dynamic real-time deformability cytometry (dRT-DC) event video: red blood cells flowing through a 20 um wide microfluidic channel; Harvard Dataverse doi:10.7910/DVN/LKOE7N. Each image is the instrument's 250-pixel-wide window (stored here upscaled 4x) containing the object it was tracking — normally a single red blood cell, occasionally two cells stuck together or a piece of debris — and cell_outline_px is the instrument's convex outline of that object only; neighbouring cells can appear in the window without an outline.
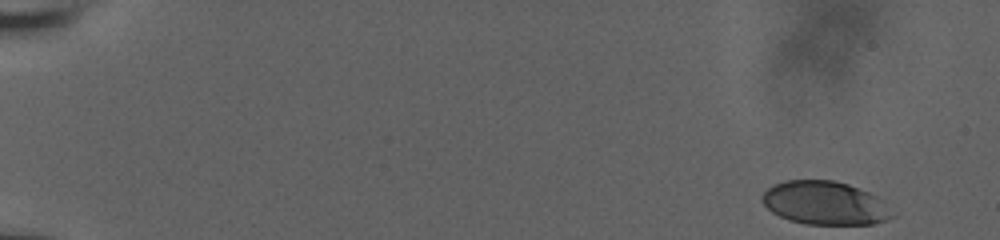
{"species": "human", "species_latin": "Homo sapiens", "temperature_condition": "room temperature", "stored_images_in_passage": 54, "camera_frame_rate_fps": 3000, "um_per_image_px": 0.085, "donor": {"sex": "male"}, "frame": {"image": 1, "passage_image": 1, "time_ms": 0.0, "image_size_px": [1000, 240], "cell_outline_px": [[896, 216], [872, 224], [804, 224], [788, 220], [772, 212], [760, 200], [760, 196], [768, 188], [784, 180], [832, 180], [848, 184], [880, 196], [884, 200]], "centroid_in_image_um": [70.14, 17.26], "position_along_channel_um": 14.9, "area_um2": 33.18}}
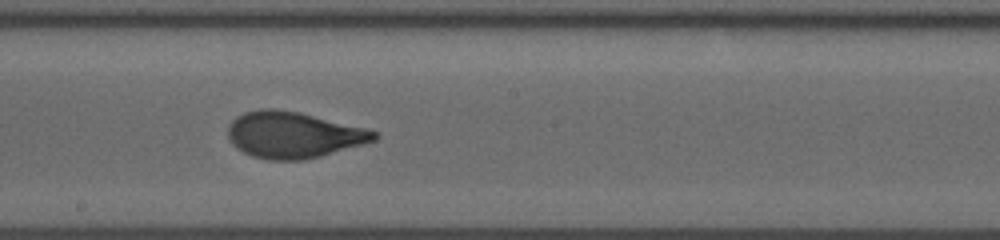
{"frame": {"image": 2, "passage_image": 31, "time_ms": 10.0, "image_size_px": [1000, 240], "cell_outline_px": [[380, 136], [376, 140], [364, 144], [320, 156], [304, 160], [268, 160], [252, 156], [236, 148], [228, 140], [228, 124], [236, 116], [244, 112], [260, 108], [276, 108], [300, 112], [364, 128], [376, 132]], "centroid_in_image_um": [24.89, 11.46], "position_along_channel_um": 223.3, "area_um2": 39.59}}
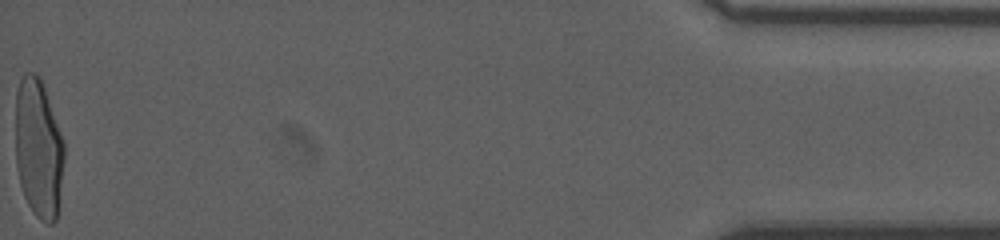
{"frame": {"image": 3, "passage_image": 54, "time_ms": 17.667, "image_size_px": [1000, 240], "cell_outline_px": [[64, 160], [56, 220], [52, 224], [48, 224], [40, 220], [36, 216], [28, 204], [24, 196], [20, 184], [16, 164], [16, 92], [20, 80], [24, 72], [36, 72], [40, 76], [60, 132], [64, 144]], "centroid_in_image_um": [3.26, 12.62], "position_along_channel_um": 431.9, "area_um2": 39.36}, "authors_computed_cell_mechanics": {"area_um2": 38.4081, "velocity_mm_per_s": 3.8628, "shape_relaxation_time_tau1_ms": 4.7433, "shape_relaxation_time_tau2_ms": null, "deformation_change_tau1": 0.2046, "deformation_change_tau2": null}}